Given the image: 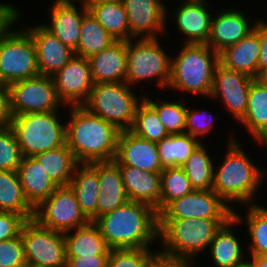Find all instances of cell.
I'll return each instance as SVG.
<instances>
[{"instance_id":"7a4b0ae2","label":"cell","mask_w":267,"mask_h":267,"mask_svg":"<svg viewBox=\"0 0 267 267\" xmlns=\"http://www.w3.org/2000/svg\"><path fill=\"white\" fill-rule=\"evenodd\" d=\"M68 110L66 144L76 160L79 163L113 161L120 131L84 106H68Z\"/></svg>"},{"instance_id":"277c9868","label":"cell","mask_w":267,"mask_h":267,"mask_svg":"<svg viewBox=\"0 0 267 267\" xmlns=\"http://www.w3.org/2000/svg\"><path fill=\"white\" fill-rule=\"evenodd\" d=\"M219 53L207 44L183 43L171 57V74L167 89L210 97Z\"/></svg>"},{"instance_id":"9f6ffc18","label":"cell","mask_w":267,"mask_h":267,"mask_svg":"<svg viewBox=\"0 0 267 267\" xmlns=\"http://www.w3.org/2000/svg\"><path fill=\"white\" fill-rule=\"evenodd\" d=\"M260 79L267 85V71L260 76Z\"/></svg>"},{"instance_id":"7402d4cb","label":"cell","mask_w":267,"mask_h":267,"mask_svg":"<svg viewBox=\"0 0 267 267\" xmlns=\"http://www.w3.org/2000/svg\"><path fill=\"white\" fill-rule=\"evenodd\" d=\"M128 41L116 40L88 58L94 84L126 81Z\"/></svg>"},{"instance_id":"44dd1931","label":"cell","mask_w":267,"mask_h":267,"mask_svg":"<svg viewBox=\"0 0 267 267\" xmlns=\"http://www.w3.org/2000/svg\"><path fill=\"white\" fill-rule=\"evenodd\" d=\"M113 161L146 172H161L164 169L159 159L157 143L138 137L130 130L120 131Z\"/></svg>"},{"instance_id":"603a6c76","label":"cell","mask_w":267,"mask_h":267,"mask_svg":"<svg viewBox=\"0 0 267 267\" xmlns=\"http://www.w3.org/2000/svg\"><path fill=\"white\" fill-rule=\"evenodd\" d=\"M117 165L129 200L147 204L159 214L161 172H146L128 165Z\"/></svg>"},{"instance_id":"2e32d148","label":"cell","mask_w":267,"mask_h":267,"mask_svg":"<svg viewBox=\"0 0 267 267\" xmlns=\"http://www.w3.org/2000/svg\"><path fill=\"white\" fill-rule=\"evenodd\" d=\"M122 3L128 17L130 39L158 38L166 34L169 16L162 0H123Z\"/></svg>"},{"instance_id":"ba28073f","label":"cell","mask_w":267,"mask_h":267,"mask_svg":"<svg viewBox=\"0 0 267 267\" xmlns=\"http://www.w3.org/2000/svg\"><path fill=\"white\" fill-rule=\"evenodd\" d=\"M160 38L128 40L126 83L131 87L144 81L154 82L167 89L171 74V57L160 45ZM134 40V41H133ZM163 47V48H162Z\"/></svg>"},{"instance_id":"816d5d0a","label":"cell","mask_w":267,"mask_h":267,"mask_svg":"<svg viewBox=\"0 0 267 267\" xmlns=\"http://www.w3.org/2000/svg\"><path fill=\"white\" fill-rule=\"evenodd\" d=\"M249 261L255 267H267V255L250 256Z\"/></svg>"},{"instance_id":"e0dca14e","label":"cell","mask_w":267,"mask_h":267,"mask_svg":"<svg viewBox=\"0 0 267 267\" xmlns=\"http://www.w3.org/2000/svg\"><path fill=\"white\" fill-rule=\"evenodd\" d=\"M218 12L212 16L207 45L220 53L253 31L257 20L252 24L248 18L250 15H246L240 9L237 10L236 7L225 10L222 8Z\"/></svg>"},{"instance_id":"ffe728a7","label":"cell","mask_w":267,"mask_h":267,"mask_svg":"<svg viewBox=\"0 0 267 267\" xmlns=\"http://www.w3.org/2000/svg\"><path fill=\"white\" fill-rule=\"evenodd\" d=\"M51 3L50 23L44 22L42 25L63 44L76 51L83 16L88 11V6L84 2H79V10L76 8L78 2L53 0Z\"/></svg>"},{"instance_id":"4dcf8cb0","label":"cell","mask_w":267,"mask_h":267,"mask_svg":"<svg viewBox=\"0 0 267 267\" xmlns=\"http://www.w3.org/2000/svg\"><path fill=\"white\" fill-rule=\"evenodd\" d=\"M34 158L58 186L69 185L75 168L80 164L67 144L36 154Z\"/></svg>"},{"instance_id":"6da1fadb","label":"cell","mask_w":267,"mask_h":267,"mask_svg":"<svg viewBox=\"0 0 267 267\" xmlns=\"http://www.w3.org/2000/svg\"><path fill=\"white\" fill-rule=\"evenodd\" d=\"M93 223L110 249L151 248L155 240L159 241L158 213L144 203L129 200Z\"/></svg>"},{"instance_id":"6f0895ef","label":"cell","mask_w":267,"mask_h":267,"mask_svg":"<svg viewBox=\"0 0 267 267\" xmlns=\"http://www.w3.org/2000/svg\"><path fill=\"white\" fill-rule=\"evenodd\" d=\"M58 1H72V2H86L87 0H58Z\"/></svg>"},{"instance_id":"3957f363","label":"cell","mask_w":267,"mask_h":267,"mask_svg":"<svg viewBox=\"0 0 267 267\" xmlns=\"http://www.w3.org/2000/svg\"><path fill=\"white\" fill-rule=\"evenodd\" d=\"M228 140V149L221 164L214 165L212 190L216 192L229 206L231 203L249 205L256 203L255 196L265 179L266 170L258 167L247 156L241 144L232 135Z\"/></svg>"},{"instance_id":"7dc6e473","label":"cell","mask_w":267,"mask_h":267,"mask_svg":"<svg viewBox=\"0 0 267 267\" xmlns=\"http://www.w3.org/2000/svg\"><path fill=\"white\" fill-rule=\"evenodd\" d=\"M259 33L260 55L258 58V79L267 71V20L261 19L256 21L254 28Z\"/></svg>"},{"instance_id":"d4e9b609","label":"cell","mask_w":267,"mask_h":267,"mask_svg":"<svg viewBox=\"0 0 267 267\" xmlns=\"http://www.w3.org/2000/svg\"><path fill=\"white\" fill-rule=\"evenodd\" d=\"M69 186L75 193L82 213L93 222L97 218L99 196L98 162L80 163L75 168Z\"/></svg>"},{"instance_id":"e575fe53","label":"cell","mask_w":267,"mask_h":267,"mask_svg":"<svg viewBox=\"0 0 267 267\" xmlns=\"http://www.w3.org/2000/svg\"><path fill=\"white\" fill-rule=\"evenodd\" d=\"M201 142L186 133L168 134L163 140L157 142L162 167H181Z\"/></svg>"},{"instance_id":"cb8c5ba5","label":"cell","mask_w":267,"mask_h":267,"mask_svg":"<svg viewBox=\"0 0 267 267\" xmlns=\"http://www.w3.org/2000/svg\"><path fill=\"white\" fill-rule=\"evenodd\" d=\"M259 55V33L254 29L245 38L221 51L219 63L229 70L242 72L258 79Z\"/></svg>"},{"instance_id":"f6af8a7d","label":"cell","mask_w":267,"mask_h":267,"mask_svg":"<svg viewBox=\"0 0 267 267\" xmlns=\"http://www.w3.org/2000/svg\"><path fill=\"white\" fill-rule=\"evenodd\" d=\"M26 221L22 215L0 211V241L17 237Z\"/></svg>"},{"instance_id":"d6986e66","label":"cell","mask_w":267,"mask_h":267,"mask_svg":"<svg viewBox=\"0 0 267 267\" xmlns=\"http://www.w3.org/2000/svg\"><path fill=\"white\" fill-rule=\"evenodd\" d=\"M24 29L34 42L40 75L53 76L75 55V51L48 31L42 22L40 25H32Z\"/></svg>"},{"instance_id":"ee69618b","label":"cell","mask_w":267,"mask_h":267,"mask_svg":"<svg viewBox=\"0 0 267 267\" xmlns=\"http://www.w3.org/2000/svg\"><path fill=\"white\" fill-rule=\"evenodd\" d=\"M0 267H27L20 234L12 239L0 241Z\"/></svg>"},{"instance_id":"5b68a950","label":"cell","mask_w":267,"mask_h":267,"mask_svg":"<svg viewBox=\"0 0 267 267\" xmlns=\"http://www.w3.org/2000/svg\"><path fill=\"white\" fill-rule=\"evenodd\" d=\"M230 219H159V241L162 251L195 261L220 228Z\"/></svg>"},{"instance_id":"9c48e42d","label":"cell","mask_w":267,"mask_h":267,"mask_svg":"<svg viewBox=\"0 0 267 267\" xmlns=\"http://www.w3.org/2000/svg\"><path fill=\"white\" fill-rule=\"evenodd\" d=\"M15 26L12 24L0 36V84L7 86L40 74L31 35Z\"/></svg>"},{"instance_id":"f546056e","label":"cell","mask_w":267,"mask_h":267,"mask_svg":"<svg viewBox=\"0 0 267 267\" xmlns=\"http://www.w3.org/2000/svg\"><path fill=\"white\" fill-rule=\"evenodd\" d=\"M239 123L255 141L267 131V85L260 78L251 83L246 113Z\"/></svg>"},{"instance_id":"f1b7e54d","label":"cell","mask_w":267,"mask_h":267,"mask_svg":"<svg viewBox=\"0 0 267 267\" xmlns=\"http://www.w3.org/2000/svg\"><path fill=\"white\" fill-rule=\"evenodd\" d=\"M71 231L64 233L66 257L109 255L111 249L93 222Z\"/></svg>"},{"instance_id":"bcb514c9","label":"cell","mask_w":267,"mask_h":267,"mask_svg":"<svg viewBox=\"0 0 267 267\" xmlns=\"http://www.w3.org/2000/svg\"><path fill=\"white\" fill-rule=\"evenodd\" d=\"M153 250L149 255L147 267H194L196 261L186 258H179L176 255L161 250Z\"/></svg>"},{"instance_id":"5bb4252c","label":"cell","mask_w":267,"mask_h":267,"mask_svg":"<svg viewBox=\"0 0 267 267\" xmlns=\"http://www.w3.org/2000/svg\"><path fill=\"white\" fill-rule=\"evenodd\" d=\"M52 78L58 98L65 106H82L94 86L88 59L78 55H74Z\"/></svg>"},{"instance_id":"9a60e30c","label":"cell","mask_w":267,"mask_h":267,"mask_svg":"<svg viewBox=\"0 0 267 267\" xmlns=\"http://www.w3.org/2000/svg\"><path fill=\"white\" fill-rule=\"evenodd\" d=\"M255 79L238 71L225 68L220 63L216 66L213 86L209 99H220L225 110L240 121L246 113L248 94Z\"/></svg>"},{"instance_id":"11a10c76","label":"cell","mask_w":267,"mask_h":267,"mask_svg":"<svg viewBox=\"0 0 267 267\" xmlns=\"http://www.w3.org/2000/svg\"><path fill=\"white\" fill-rule=\"evenodd\" d=\"M239 267H255L247 258L245 262H243Z\"/></svg>"},{"instance_id":"f907efd6","label":"cell","mask_w":267,"mask_h":267,"mask_svg":"<svg viewBox=\"0 0 267 267\" xmlns=\"http://www.w3.org/2000/svg\"><path fill=\"white\" fill-rule=\"evenodd\" d=\"M109 255L67 257V267H107Z\"/></svg>"},{"instance_id":"4316f807","label":"cell","mask_w":267,"mask_h":267,"mask_svg":"<svg viewBox=\"0 0 267 267\" xmlns=\"http://www.w3.org/2000/svg\"><path fill=\"white\" fill-rule=\"evenodd\" d=\"M17 174L27 201L36 208L58 187L34 157H23Z\"/></svg>"},{"instance_id":"681fc988","label":"cell","mask_w":267,"mask_h":267,"mask_svg":"<svg viewBox=\"0 0 267 267\" xmlns=\"http://www.w3.org/2000/svg\"><path fill=\"white\" fill-rule=\"evenodd\" d=\"M12 118L9 88L0 84V128L10 126Z\"/></svg>"},{"instance_id":"52a82bcc","label":"cell","mask_w":267,"mask_h":267,"mask_svg":"<svg viewBox=\"0 0 267 267\" xmlns=\"http://www.w3.org/2000/svg\"><path fill=\"white\" fill-rule=\"evenodd\" d=\"M132 88L126 82L94 84L88 100L82 106L119 131L130 130L136 108L144 99L143 96L138 97L136 92L134 94Z\"/></svg>"},{"instance_id":"d6a6232c","label":"cell","mask_w":267,"mask_h":267,"mask_svg":"<svg viewBox=\"0 0 267 267\" xmlns=\"http://www.w3.org/2000/svg\"><path fill=\"white\" fill-rule=\"evenodd\" d=\"M247 207L245 219L233 208V218L241 224L247 225V230L251 238L249 256L267 255V207L257 203L244 205ZM236 210V211H235Z\"/></svg>"},{"instance_id":"8d00e7d4","label":"cell","mask_w":267,"mask_h":267,"mask_svg":"<svg viewBox=\"0 0 267 267\" xmlns=\"http://www.w3.org/2000/svg\"><path fill=\"white\" fill-rule=\"evenodd\" d=\"M207 148L201 143L181 166L195 190H211L215 160H212Z\"/></svg>"},{"instance_id":"30bf717a","label":"cell","mask_w":267,"mask_h":267,"mask_svg":"<svg viewBox=\"0 0 267 267\" xmlns=\"http://www.w3.org/2000/svg\"><path fill=\"white\" fill-rule=\"evenodd\" d=\"M20 236L24 245L27 267H67L64 233L27 220Z\"/></svg>"},{"instance_id":"ac0fdd59","label":"cell","mask_w":267,"mask_h":267,"mask_svg":"<svg viewBox=\"0 0 267 267\" xmlns=\"http://www.w3.org/2000/svg\"><path fill=\"white\" fill-rule=\"evenodd\" d=\"M208 0H183L174 8L175 28L186 38L182 43L207 44L211 20Z\"/></svg>"},{"instance_id":"4fadbf2b","label":"cell","mask_w":267,"mask_h":267,"mask_svg":"<svg viewBox=\"0 0 267 267\" xmlns=\"http://www.w3.org/2000/svg\"><path fill=\"white\" fill-rule=\"evenodd\" d=\"M159 219H231L233 206H229L216 192L193 190L170 202L159 214Z\"/></svg>"},{"instance_id":"b9f144b4","label":"cell","mask_w":267,"mask_h":267,"mask_svg":"<svg viewBox=\"0 0 267 267\" xmlns=\"http://www.w3.org/2000/svg\"><path fill=\"white\" fill-rule=\"evenodd\" d=\"M151 248L111 249L107 267H147Z\"/></svg>"},{"instance_id":"74e56055","label":"cell","mask_w":267,"mask_h":267,"mask_svg":"<svg viewBox=\"0 0 267 267\" xmlns=\"http://www.w3.org/2000/svg\"><path fill=\"white\" fill-rule=\"evenodd\" d=\"M130 131L138 137L156 143L168 135L156 110L145 99H142L136 108L134 124Z\"/></svg>"},{"instance_id":"f5cc1de1","label":"cell","mask_w":267,"mask_h":267,"mask_svg":"<svg viewBox=\"0 0 267 267\" xmlns=\"http://www.w3.org/2000/svg\"><path fill=\"white\" fill-rule=\"evenodd\" d=\"M255 143H258L259 145L262 144V146L264 145L267 150V131L262 136H260Z\"/></svg>"},{"instance_id":"8fae6325","label":"cell","mask_w":267,"mask_h":267,"mask_svg":"<svg viewBox=\"0 0 267 267\" xmlns=\"http://www.w3.org/2000/svg\"><path fill=\"white\" fill-rule=\"evenodd\" d=\"M33 219L40 226L61 233L83 227L90 222L82 213L69 185L58 186L46 200L34 208Z\"/></svg>"},{"instance_id":"ab89813d","label":"cell","mask_w":267,"mask_h":267,"mask_svg":"<svg viewBox=\"0 0 267 267\" xmlns=\"http://www.w3.org/2000/svg\"><path fill=\"white\" fill-rule=\"evenodd\" d=\"M193 190L189 178L181 167L164 168L161 171L160 212L170 202Z\"/></svg>"},{"instance_id":"836d02e7","label":"cell","mask_w":267,"mask_h":267,"mask_svg":"<svg viewBox=\"0 0 267 267\" xmlns=\"http://www.w3.org/2000/svg\"><path fill=\"white\" fill-rule=\"evenodd\" d=\"M96 20L116 40H130V28L122 2L85 3Z\"/></svg>"},{"instance_id":"83f0119b","label":"cell","mask_w":267,"mask_h":267,"mask_svg":"<svg viewBox=\"0 0 267 267\" xmlns=\"http://www.w3.org/2000/svg\"><path fill=\"white\" fill-rule=\"evenodd\" d=\"M237 227L238 222L231 218L220 230L215 234L211 241L209 256L215 267H239L247 259V256L240 245L236 232L232 228ZM246 256V258H245Z\"/></svg>"},{"instance_id":"7c38bea8","label":"cell","mask_w":267,"mask_h":267,"mask_svg":"<svg viewBox=\"0 0 267 267\" xmlns=\"http://www.w3.org/2000/svg\"><path fill=\"white\" fill-rule=\"evenodd\" d=\"M13 116L29 113H45L65 106L58 98L52 76L37 75L16 81L9 86Z\"/></svg>"},{"instance_id":"60d3db41","label":"cell","mask_w":267,"mask_h":267,"mask_svg":"<svg viewBox=\"0 0 267 267\" xmlns=\"http://www.w3.org/2000/svg\"><path fill=\"white\" fill-rule=\"evenodd\" d=\"M23 155L10 126L0 128V170L17 171Z\"/></svg>"},{"instance_id":"8992f818","label":"cell","mask_w":267,"mask_h":267,"mask_svg":"<svg viewBox=\"0 0 267 267\" xmlns=\"http://www.w3.org/2000/svg\"><path fill=\"white\" fill-rule=\"evenodd\" d=\"M59 111L13 116L10 127L23 157L60 148L66 144V123Z\"/></svg>"},{"instance_id":"7bdbcfd3","label":"cell","mask_w":267,"mask_h":267,"mask_svg":"<svg viewBox=\"0 0 267 267\" xmlns=\"http://www.w3.org/2000/svg\"><path fill=\"white\" fill-rule=\"evenodd\" d=\"M211 114V115H210ZM212 113L208 112L206 109L203 111L200 109H191L187 107L186 111V122H185V133L193 136L196 139L203 138L208 135L211 130L215 128L214 120L212 118Z\"/></svg>"},{"instance_id":"db71d44e","label":"cell","mask_w":267,"mask_h":267,"mask_svg":"<svg viewBox=\"0 0 267 267\" xmlns=\"http://www.w3.org/2000/svg\"><path fill=\"white\" fill-rule=\"evenodd\" d=\"M123 0H87L85 3H108V2H122Z\"/></svg>"},{"instance_id":"1f68e13d","label":"cell","mask_w":267,"mask_h":267,"mask_svg":"<svg viewBox=\"0 0 267 267\" xmlns=\"http://www.w3.org/2000/svg\"><path fill=\"white\" fill-rule=\"evenodd\" d=\"M0 211L22 215L26 220L34 217V208L24 195L17 171L0 170Z\"/></svg>"},{"instance_id":"c3c4849f","label":"cell","mask_w":267,"mask_h":267,"mask_svg":"<svg viewBox=\"0 0 267 267\" xmlns=\"http://www.w3.org/2000/svg\"><path fill=\"white\" fill-rule=\"evenodd\" d=\"M22 11L11 3H0V36L22 16Z\"/></svg>"},{"instance_id":"484cf974","label":"cell","mask_w":267,"mask_h":267,"mask_svg":"<svg viewBox=\"0 0 267 267\" xmlns=\"http://www.w3.org/2000/svg\"><path fill=\"white\" fill-rule=\"evenodd\" d=\"M99 196L97 217L129 201L119 166L114 161L98 162Z\"/></svg>"},{"instance_id":"d590c367","label":"cell","mask_w":267,"mask_h":267,"mask_svg":"<svg viewBox=\"0 0 267 267\" xmlns=\"http://www.w3.org/2000/svg\"><path fill=\"white\" fill-rule=\"evenodd\" d=\"M115 41L116 39L104 29L88 10L83 16L75 55L88 59L109 47Z\"/></svg>"},{"instance_id":"f35d334b","label":"cell","mask_w":267,"mask_h":267,"mask_svg":"<svg viewBox=\"0 0 267 267\" xmlns=\"http://www.w3.org/2000/svg\"><path fill=\"white\" fill-rule=\"evenodd\" d=\"M143 98L156 110L159 119L164 125V128L168 134L185 133L187 111V105L184 101L185 98L168 102L166 100L164 102L161 101V98H156V100H153L147 95H144Z\"/></svg>"}]
</instances>
